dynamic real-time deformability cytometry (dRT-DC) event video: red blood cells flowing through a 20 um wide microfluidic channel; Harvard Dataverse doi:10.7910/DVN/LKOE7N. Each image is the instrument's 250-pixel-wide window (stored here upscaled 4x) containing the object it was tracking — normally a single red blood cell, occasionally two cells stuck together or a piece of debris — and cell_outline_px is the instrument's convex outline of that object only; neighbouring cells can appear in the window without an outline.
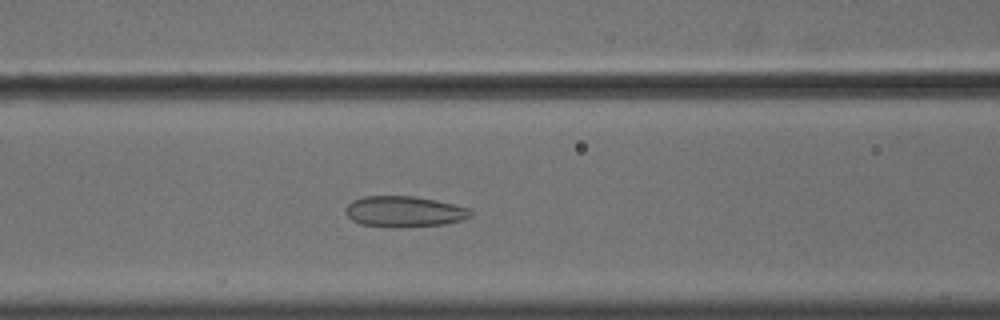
{"species": "common noctule bat (a hibernating species)", "species_latin": "Nyctalus noctula", "temperature_condition": "cold", "stored_images_in_passage": 57, "camera_frame_rate_fps": 3000, "um_per_image_px": 0.085, "animal": {"sex": "male", "body_mass_g": 18.8}, "frame": {"image": 1, "passage_image": 25, "time_ms": 8.0, "image_size_px": [1000, 320], "cell_outline_px": [[472, 216], [460, 220], [444, 224], [400, 228], [392, 228], [360, 224], [352, 220], [344, 212], [344, 208], [352, 200], [364, 196], [412, 196], [436, 200], [468, 208], [472, 212]], "centroid_in_image_um": [34.31, 17.99], "position_along_channel_um": 132.3, "area_um2": 22.66}}
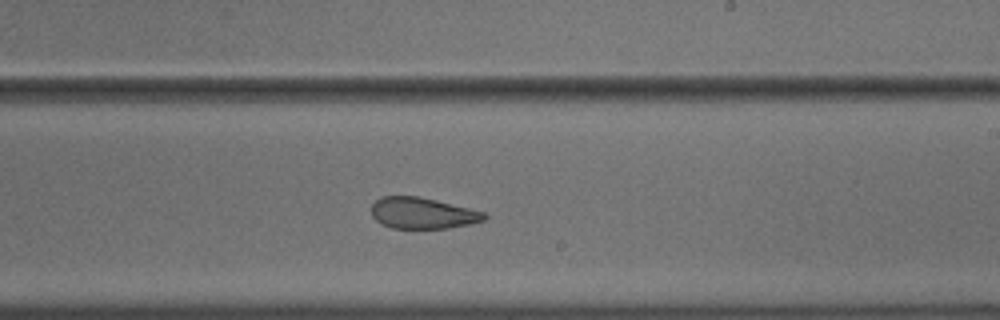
{"frame": {"image": 2, "passage_image": 35, "time_ms": 11.333, "image_size_px": [1000, 320], "cell_outline_px": [[488, 216], [484, 220], [468, 224], [448, 228], [392, 228], [376, 220], [372, 216], [372, 204], [380, 196], [420, 196], [484, 212]], "centroid_in_image_um": [35.9, 18.11], "position_along_channel_um": 253.1, "area_um2": 20.35}}
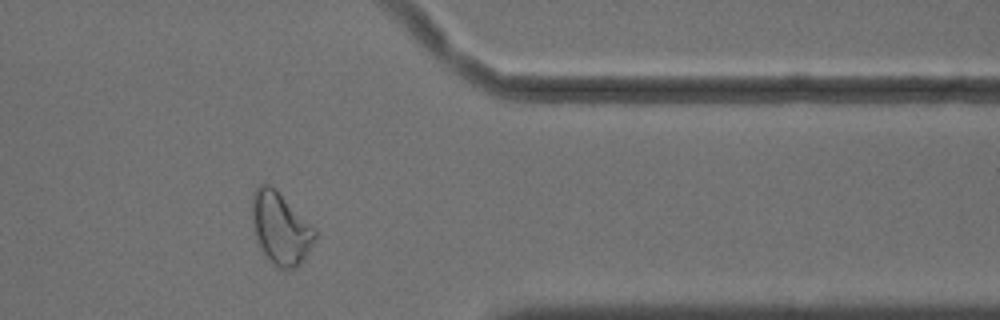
{"frame": {"image": 3, "passage_image": 47, "time_ms": 15.333, "image_size_px": [1000, 320], "cell_outline_px": [[316, 236], [308, 252], [300, 264], [296, 268], [280, 268], [272, 264], [264, 252], [256, 236], [252, 220], [252, 196], [256, 188], [260, 184], [268, 184], [276, 188], [316, 228]], "centroid_in_image_um": [23.87, 19.37], "position_along_channel_um": 387.5, "area_um2": 26.24}, "authors_computed_cell_mechanics": {"area_um2": 26.01, "velocity_mm_per_s": 3.624, "shape_relaxation_time_tau1_ms": null, "shape_relaxation_time_tau2_ms": 2.0108, "deformation_change_tau1": null, "deformation_change_tau2": 0.0843}}